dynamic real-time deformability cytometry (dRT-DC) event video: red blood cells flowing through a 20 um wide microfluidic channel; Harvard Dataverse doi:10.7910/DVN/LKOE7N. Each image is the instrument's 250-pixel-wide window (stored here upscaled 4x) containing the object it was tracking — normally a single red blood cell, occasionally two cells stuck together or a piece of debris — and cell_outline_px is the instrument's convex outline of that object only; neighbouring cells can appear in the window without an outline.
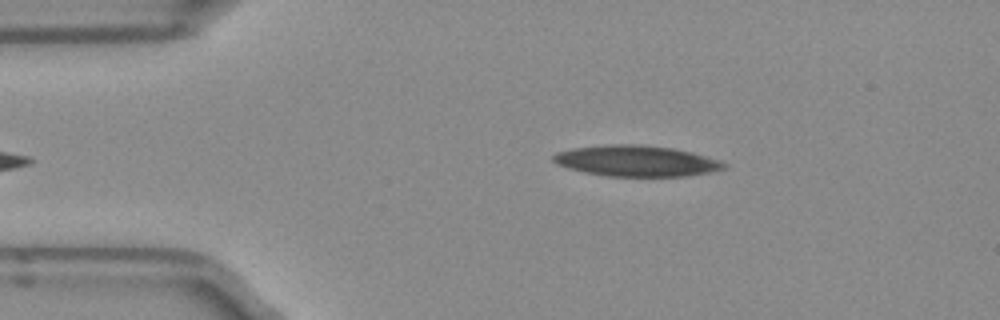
{"species": "Egyptian fruit bat (a non-hibernating species)", "species_latin": "Rousettus aegyptiacus", "temperature_condition": "room temperature", "stored_images_in_passage": 37, "camera_frame_rate_fps": 3000, "um_per_image_px": 0.085, "frame": {"image": 1, "passage_image": 2, "time_ms": 0.333, "image_size_px": [1000, 320], "cell_outline_px": [[728, 164], [724, 168], [708, 172], [684, 176], [608, 176], [584, 172], [560, 164], [552, 160], [552, 156], [556, 152], [576, 148], [612, 144], [640, 144], [672, 148], [692, 152]], "centroid_in_image_um": [54.09, 13.67], "position_along_channel_um": 30.9, "area_um2": 30.17}}
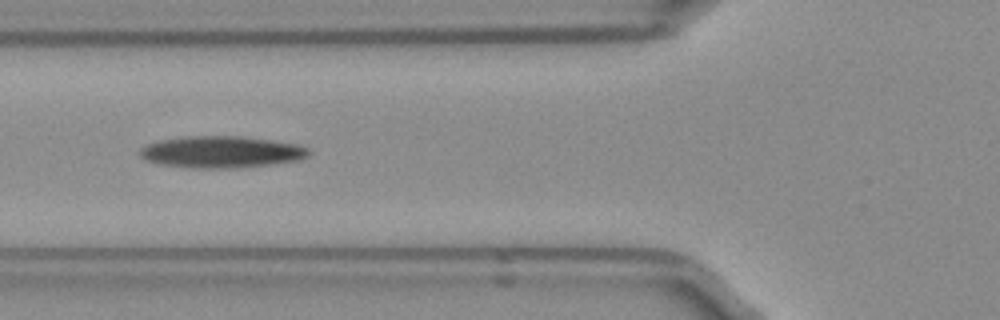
{"frame": {"image": 2, "passage_image": 11, "time_ms": 3.333, "image_size_px": [1000, 320], "cell_outline_px": [[308, 156], [296, 160], [268, 164], [224, 168], [196, 168], [160, 164], [144, 160], [140, 156], [140, 148], [148, 144], [160, 140], [184, 136], [240, 136], [272, 140], [296, 144], [308, 148]], "centroid_in_image_um": [18.75, 12.9], "position_along_channel_um": 107.0, "area_um2": 30.81}}
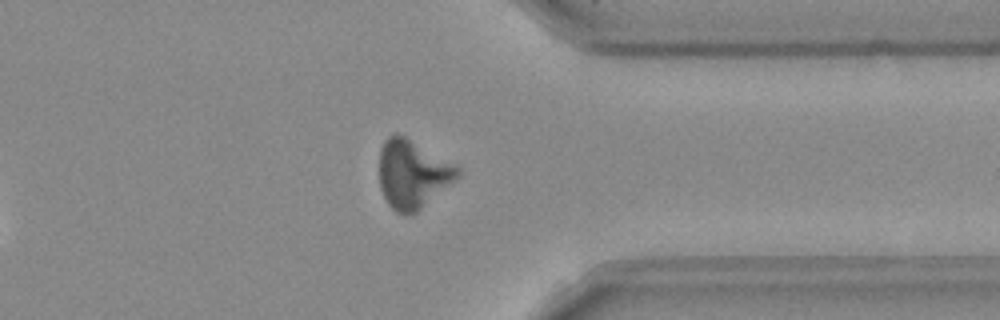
{"frame": {"image": 3, "passage_image": 32, "time_ms": 10.333, "image_size_px": [1000, 320], "cell_outline_px": [[460, 176], [456, 180], [416, 212], [396, 212], [388, 204], [380, 188], [380, 148], [384, 140], [388, 136], [396, 132], [404, 136], [456, 164], [460, 168]], "centroid_in_image_um": [35.08, 14.76], "position_along_channel_um": 376.3, "area_um2": 30.98}}